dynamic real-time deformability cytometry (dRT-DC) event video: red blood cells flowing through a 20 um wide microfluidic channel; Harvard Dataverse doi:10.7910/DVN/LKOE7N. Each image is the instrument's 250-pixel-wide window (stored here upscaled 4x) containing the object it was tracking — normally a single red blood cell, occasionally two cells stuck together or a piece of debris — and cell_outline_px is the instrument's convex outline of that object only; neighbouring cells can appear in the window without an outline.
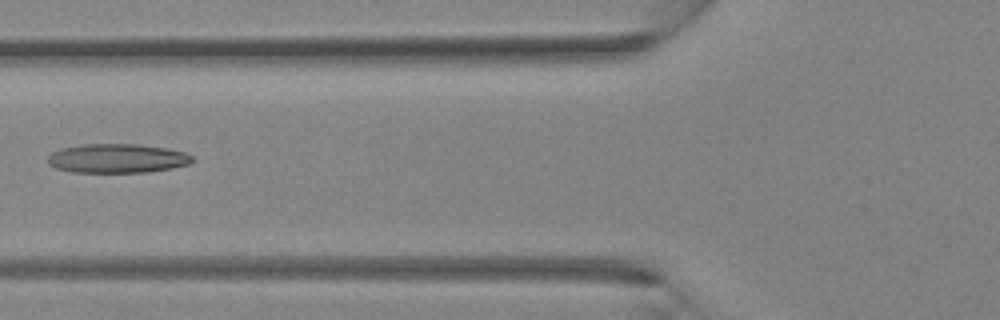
{"species": "Egyptian fruit bat (a non-hibernating species)", "species_latin": "Rousettus aegyptiacus", "temperature_condition": "room temperature", "stored_images_in_passage": 5, "camera_frame_rate_fps": 3000, "um_per_image_px": 0.085, "animal": {"sex": "female"}, "frame": {"image": 1, "passage_image": 5, "time_ms": 4.333, "image_size_px": [1000, 320], "cell_outline_px": [[192, 160], [188, 164], [172, 168], [148, 172], [72, 172], [56, 168], [48, 164], [48, 156], [52, 152], [60, 148], [84, 144], [136, 144], [164, 148], [184, 152], [192, 156]], "centroid_in_image_um": [9.92, 13.46], "position_along_channel_um": 115.9, "area_um2": 24.39}}